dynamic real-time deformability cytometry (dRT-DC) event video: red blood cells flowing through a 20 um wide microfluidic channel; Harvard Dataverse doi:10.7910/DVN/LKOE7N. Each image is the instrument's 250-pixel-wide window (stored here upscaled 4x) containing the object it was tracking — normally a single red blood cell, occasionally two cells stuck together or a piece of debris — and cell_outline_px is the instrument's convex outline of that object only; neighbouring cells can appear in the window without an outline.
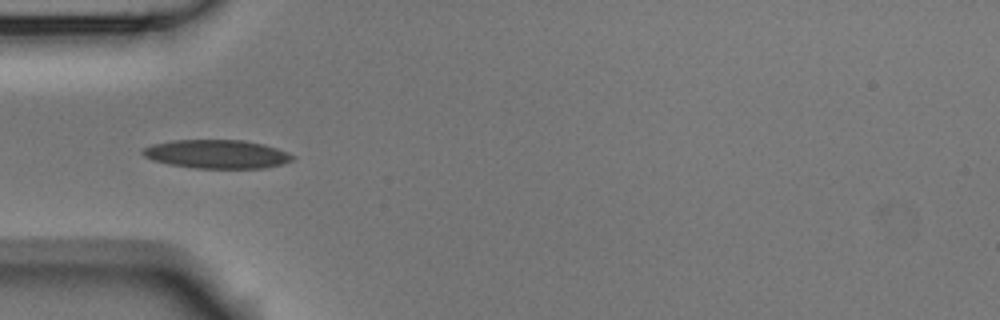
{"species": "Egyptian fruit bat (a non-hibernating species)", "species_latin": "Rousettus aegyptiacus", "temperature_condition": "room temperature", "stored_images_in_passage": 8, "camera_frame_rate_fps": 3000, "um_per_image_px": 0.085, "animal": {"sex": "male"}, "frame": {"image": 1, "passage_image": 5, "time_ms": 1.333, "image_size_px": [1000, 320], "cell_outline_px": [[296, 156], [292, 160], [284, 164], [264, 168], [196, 168], [168, 164], [152, 160], [144, 156], [140, 152], [144, 148], [152, 144], [172, 140], [244, 140], [264, 144], [288, 152]], "centroid_in_image_um": [18.44, 13.1], "position_along_channel_um": 66.6, "area_um2": 25.14}}
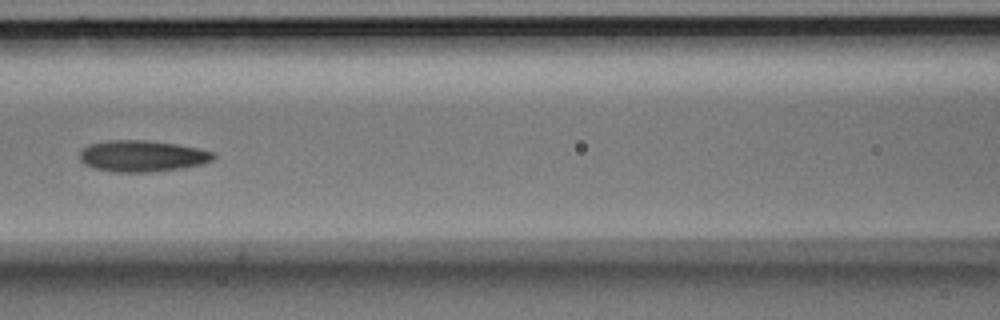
{"frame": {"image": 2, "passage_image": 7, "time_ms": 2.0, "image_size_px": [1000, 320], "cell_outline_px": [[216, 156], [212, 160], [200, 164], [184, 168], [144, 172], [112, 172], [96, 168], [84, 164], [80, 160], [80, 152], [88, 144], [108, 140], [144, 140], [176, 144], [196, 148], [212, 152]], "centroid_in_image_um": [12.05, 13.26], "position_along_channel_um": 154.5, "area_um2": 24.22}}
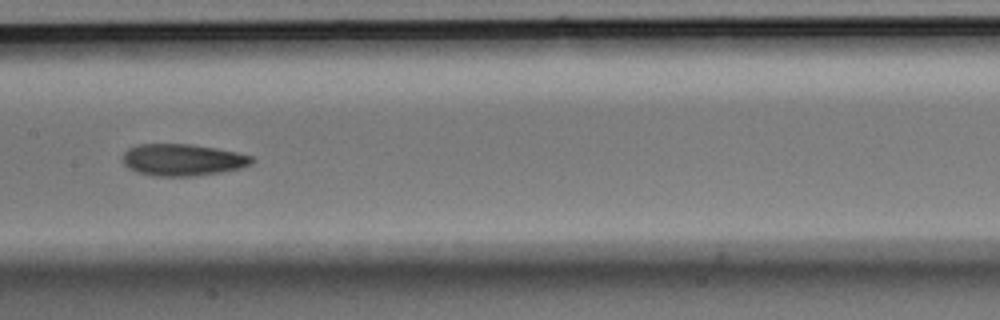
{"frame": {"image": 3, "passage_image": 8, "time_ms": 2.333, "image_size_px": [1000, 320], "cell_outline_px": [[256, 160], [252, 164], [244, 168], [196, 176], [152, 176], [136, 172], [128, 168], [124, 164], [124, 152], [128, 148], [136, 144], [192, 144], [216, 148], [236, 152], [252, 156]], "centroid_in_image_um": [15.55, 13.59], "position_along_channel_um": 191.9, "area_um2": 24.22}}